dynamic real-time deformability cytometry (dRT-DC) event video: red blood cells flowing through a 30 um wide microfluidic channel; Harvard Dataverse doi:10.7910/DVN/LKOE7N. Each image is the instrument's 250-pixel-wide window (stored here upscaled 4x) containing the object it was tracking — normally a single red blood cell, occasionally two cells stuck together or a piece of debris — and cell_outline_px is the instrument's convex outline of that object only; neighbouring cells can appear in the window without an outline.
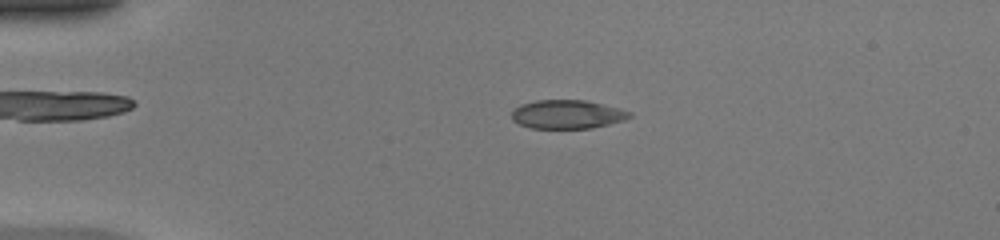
{"species": "common noctule bat (a hibernating species)", "species_latin": "Nyctalus noctula", "temperature_condition": "warm", "stored_images_in_passage": 49, "camera_frame_rate_fps": 3000, "um_per_image_px": 0.085, "animal": {"sex": "female", "body_mass_g": 20.0, "forearm_length_mm": 54.0}, "frame": {"image": 1, "passage_image": 11, "time_ms": 3.333, "image_size_px": [1000, 240], "cell_outline_px": [[632, 116], [624, 120], [592, 128], [532, 128], [520, 124], [512, 120], [512, 108], [520, 104], [536, 100], [584, 100], [620, 108], [632, 112]], "centroid_in_image_um": [48.2, 9.71], "position_along_channel_um": 36.8, "area_um2": 19.77}}
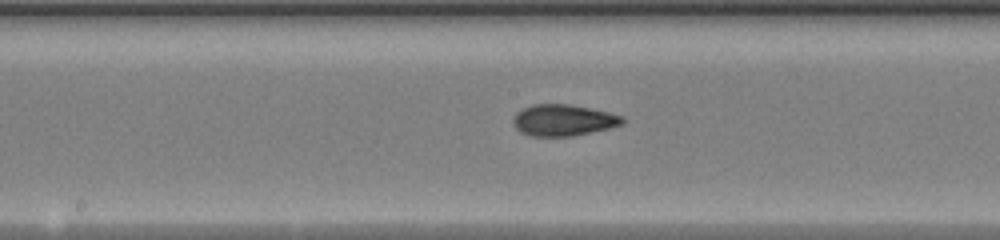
{"frame": {"image": 2, "passage_image": 26, "time_ms": 8.333, "image_size_px": [1000, 240], "cell_outline_px": [[624, 124], [608, 128], [572, 136], [532, 136], [520, 132], [516, 128], [512, 120], [516, 112], [532, 104], [568, 104], [608, 112], [624, 116]], "centroid_in_image_um": [47.87, 10.21], "position_along_channel_um": 200.3, "area_um2": 19.88}}
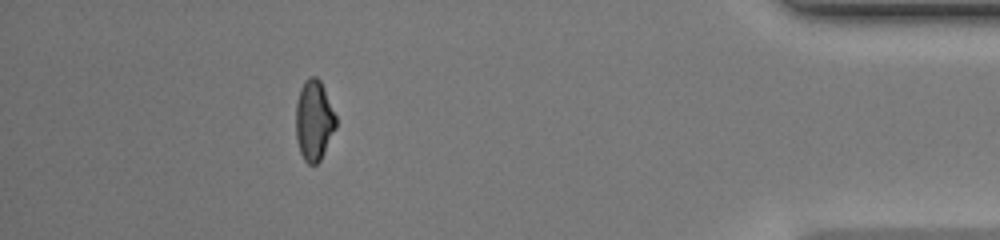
{"frame": {"image": 3, "passage_image": 44, "time_ms": 14.333, "image_size_px": [1000, 240], "cell_outline_px": [[336, 128], [320, 160], [316, 164], [308, 164], [304, 160], [300, 152], [296, 140], [296, 100], [300, 88], [304, 80], [308, 76], [316, 76], [320, 80], [324, 88], [336, 116]], "centroid_in_image_um": [26.67, 10.21], "position_along_channel_um": 408.5, "area_um2": 18.9}, "authors_computed_cell_mechanics": {"area_um2": 19.652, "velocity_mm_per_s": 4.2492, "shape_relaxation_time_tau1_ms": 4.8847, "shape_relaxation_time_tau2_ms": 0.7013, "deformation_change_tau1": 0.1994, "deformation_change_tau2": 0.0521}}